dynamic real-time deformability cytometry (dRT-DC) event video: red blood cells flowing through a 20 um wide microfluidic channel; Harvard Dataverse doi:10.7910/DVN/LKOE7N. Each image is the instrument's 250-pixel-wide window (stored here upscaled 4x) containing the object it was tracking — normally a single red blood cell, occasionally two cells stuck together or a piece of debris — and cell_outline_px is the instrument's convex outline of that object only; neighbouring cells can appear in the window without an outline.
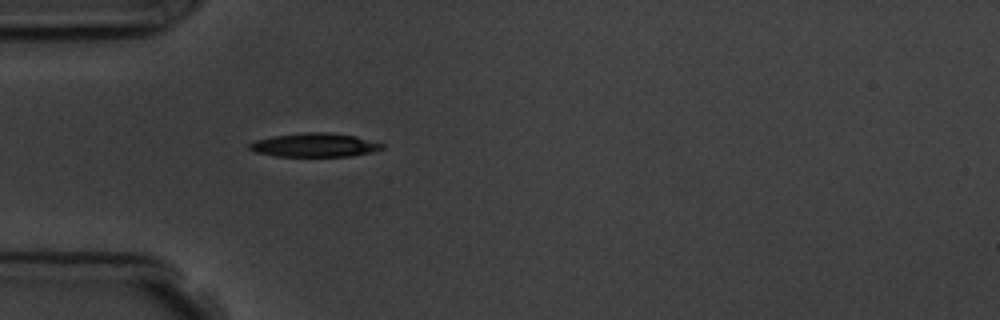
{"species": "common noctule bat (a hibernating species)", "species_latin": "Nyctalus noctula", "temperature_condition": "room temperature", "stored_images_in_passage": 5, "camera_frame_rate_fps": 3000, "um_per_image_px": 0.085, "animal": {"sex": "male", "body_mass_g": 19.5, "forearm_length_mm": 54.6}, "frame": {"image": 1, "passage_image": 5, "time_ms": 4.667, "image_size_px": [1000, 320], "cell_outline_px": [[384, 148], [372, 152], [348, 156], [276, 156], [256, 152], [248, 148], [248, 144], [256, 140], [272, 136], [304, 132], [328, 132], [356, 136], [384, 144]], "centroid_in_image_um": [26.74, 12.32], "position_along_channel_um": 58.3, "area_um2": 18.32}}